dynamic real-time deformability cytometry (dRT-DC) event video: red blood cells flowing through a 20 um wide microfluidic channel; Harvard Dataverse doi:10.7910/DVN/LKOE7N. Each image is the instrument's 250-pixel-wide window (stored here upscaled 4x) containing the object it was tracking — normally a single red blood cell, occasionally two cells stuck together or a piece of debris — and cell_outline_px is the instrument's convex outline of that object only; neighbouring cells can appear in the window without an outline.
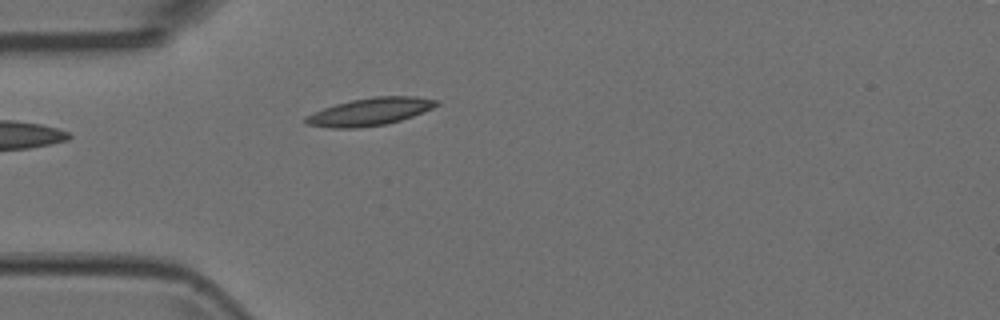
{"species": "Egyptian fruit bat (a non-hibernating species)", "species_latin": "Rousettus aegyptiacus", "temperature_condition": "room temperature", "stored_images_in_passage": 2, "camera_frame_rate_fps": 3000, "um_per_image_px": 0.085, "animal": {"sex": "female"}, "frame": {"image": 1, "passage_image": 2, "time_ms": 0.333, "image_size_px": [1000, 320], "cell_outline_px": [[440, 104], [424, 112], [400, 120], [384, 124], [360, 128], [332, 128], [304, 124], [304, 116], [312, 112], [336, 104], [352, 100], [372, 96], [416, 96], [440, 100]], "centroid_in_image_um": [31.44, 9.49], "position_along_channel_um": 53.6, "area_um2": 21.15}}